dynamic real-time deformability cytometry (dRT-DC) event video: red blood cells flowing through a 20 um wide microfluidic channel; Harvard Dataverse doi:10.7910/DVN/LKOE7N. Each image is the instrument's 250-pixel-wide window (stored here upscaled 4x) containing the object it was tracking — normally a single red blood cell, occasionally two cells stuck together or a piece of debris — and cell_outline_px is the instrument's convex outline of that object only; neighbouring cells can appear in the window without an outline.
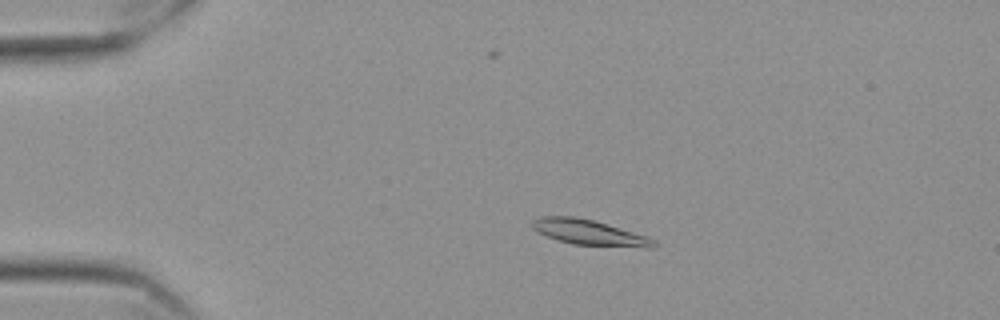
{"species": "Egyptian fruit bat (a non-hibernating species)", "species_latin": "Rousettus aegyptiacus", "temperature_condition": "cold", "stored_images_in_passage": 52, "camera_frame_rate_fps": 3000, "um_per_image_px": 0.085, "frame": {"image": 1, "passage_image": 6, "time_ms": 1.667, "image_size_px": [1000, 320], "cell_outline_px": [[656, 248], [644, 248], [572, 244], [548, 236], [532, 228], [532, 220], [540, 216], [576, 216], [608, 224], [648, 236], [656, 240]], "centroid_in_image_um": [50.16, 19.76], "position_along_channel_um": 34.8, "area_um2": 18.03}}
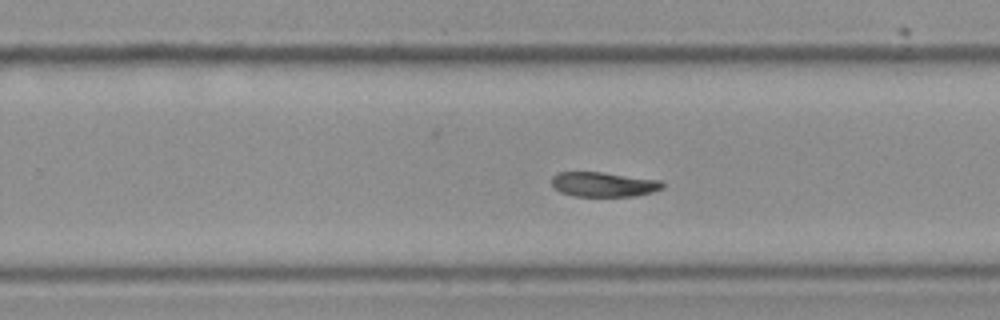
{"frame": {"image": 2, "passage_image": 31, "time_ms": 10.0, "image_size_px": [1000, 320], "cell_outline_px": [[664, 188], [652, 192], [632, 196], [572, 196], [560, 192], [552, 188], [552, 176], [556, 172], [600, 172], [660, 180], [664, 184]], "centroid_in_image_um": [51.26, 15.67], "position_along_channel_um": 278.5, "area_um2": 16.01}}
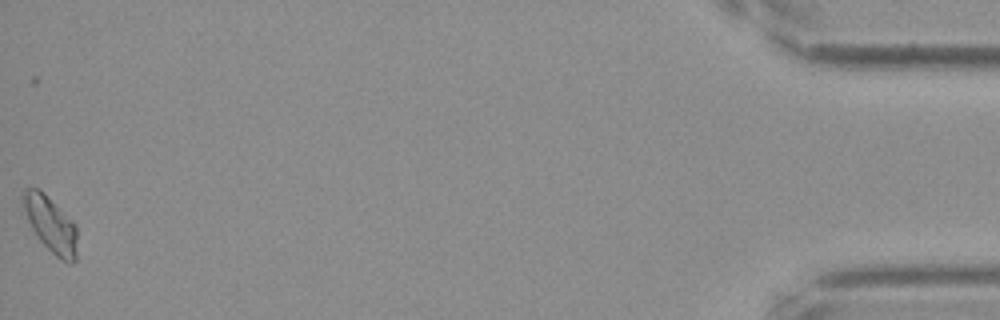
{"frame": {"image": 3, "passage_image": 52, "time_ms": 17.0, "image_size_px": [1000, 320], "cell_outline_px": [[76, 260], [72, 264], [60, 260], [36, 236], [28, 220], [20, 196], [28, 188], [36, 188], [44, 192], [76, 224]], "centroid_in_image_um": [4.31, 19.08], "position_along_channel_um": 430.9, "area_um2": 17.46}}